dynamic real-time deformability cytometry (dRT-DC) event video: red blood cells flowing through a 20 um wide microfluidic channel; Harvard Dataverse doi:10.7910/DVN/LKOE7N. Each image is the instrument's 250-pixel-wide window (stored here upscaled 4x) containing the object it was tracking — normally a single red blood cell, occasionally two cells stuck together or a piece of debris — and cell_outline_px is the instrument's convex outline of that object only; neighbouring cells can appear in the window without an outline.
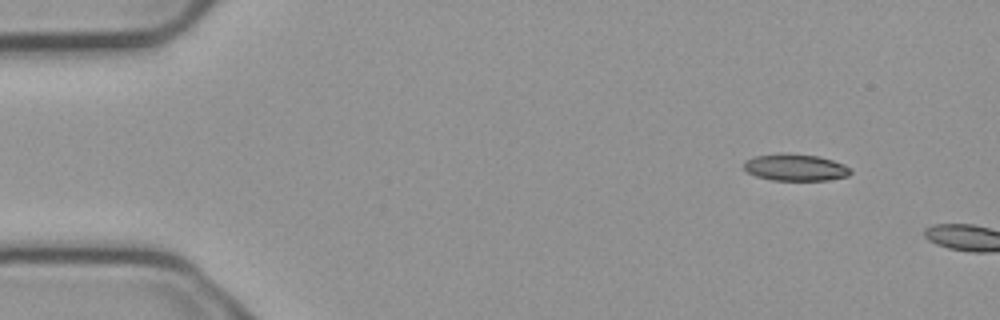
{"species": "common noctule bat (a hibernating species)", "species_latin": "Nyctalus noctula", "temperature_condition": "cold", "stored_images_in_passage": 2, "camera_frame_rate_fps": 3000, "um_per_image_px": 0.085, "animal": {"sex": "male", "body_mass_g": 23.1, "forearm_length_mm": 52.7}, "frame": {"image": 1, "passage_image": 1, "time_ms": 0.0, "image_size_px": [1000, 320], "cell_outline_px": [[852, 172], [848, 176], [828, 180], [772, 180], [756, 176], [748, 172], [744, 168], [744, 160], [756, 156], [780, 152], [788, 152], [820, 156], [844, 164], [852, 168]], "centroid_in_image_um": [67.63, 14.21], "position_along_channel_um": 17.4, "area_um2": 16.99}}